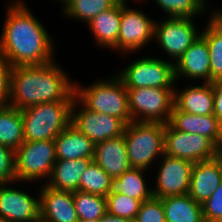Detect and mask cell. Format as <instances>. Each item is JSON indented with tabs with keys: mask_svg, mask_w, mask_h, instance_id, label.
<instances>
[{
	"mask_svg": "<svg viewBox=\"0 0 222 222\" xmlns=\"http://www.w3.org/2000/svg\"><path fill=\"white\" fill-rule=\"evenodd\" d=\"M17 183L0 184V221L37 222L40 219V195L33 196L15 188L13 184L18 186Z\"/></svg>",
	"mask_w": 222,
	"mask_h": 222,
	"instance_id": "14",
	"label": "cell"
},
{
	"mask_svg": "<svg viewBox=\"0 0 222 222\" xmlns=\"http://www.w3.org/2000/svg\"><path fill=\"white\" fill-rule=\"evenodd\" d=\"M12 66L0 56V107L9 105Z\"/></svg>",
	"mask_w": 222,
	"mask_h": 222,
	"instance_id": "36",
	"label": "cell"
},
{
	"mask_svg": "<svg viewBox=\"0 0 222 222\" xmlns=\"http://www.w3.org/2000/svg\"><path fill=\"white\" fill-rule=\"evenodd\" d=\"M113 190V179L92 160L79 181V191L106 197Z\"/></svg>",
	"mask_w": 222,
	"mask_h": 222,
	"instance_id": "30",
	"label": "cell"
},
{
	"mask_svg": "<svg viewBox=\"0 0 222 222\" xmlns=\"http://www.w3.org/2000/svg\"><path fill=\"white\" fill-rule=\"evenodd\" d=\"M73 101L40 103L22 109L25 140L55 139L61 131L71 124Z\"/></svg>",
	"mask_w": 222,
	"mask_h": 222,
	"instance_id": "4",
	"label": "cell"
},
{
	"mask_svg": "<svg viewBox=\"0 0 222 222\" xmlns=\"http://www.w3.org/2000/svg\"><path fill=\"white\" fill-rule=\"evenodd\" d=\"M72 194L79 221H98L107 213L106 197L84 191Z\"/></svg>",
	"mask_w": 222,
	"mask_h": 222,
	"instance_id": "28",
	"label": "cell"
},
{
	"mask_svg": "<svg viewBox=\"0 0 222 222\" xmlns=\"http://www.w3.org/2000/svg\"><path fill=\"white\" fill-rule=\"evenodd\" d=\"M126 89L175 88L174 64L158 57H140L115 73Z\"/></svg>",
	"mask_w": 222,
	"mask_h": 222,
	"instance_id": "7",
	"label": "cell"
},
{
	"mask_svg": "<svg viewBox=\"0 0 222 222\" xmlns=\"http://www.w3.org/2000/svg\"><path fill=\"white\" fill-rule=\"evenodd\" d=\"M159 160L161 163L155 165L159 167L156 170L155 186H152L153 196L163 198L188 194L194 163L165 154Z\"/></svg>",
	"mask_w": 222,
	"mask_h": 222,
	"instance_id": "13",
	"label": "cell"
},
{
	"mask_svg": "<svg viewBox=\"0 0 222 222\" xmlns=\"http://www.w3.org/2000/svg\"><path fill=\"white\" fill-rule=\"evenodd\" d=\"M142 202L112 190L106 196L107 213L113 216L135 220Z\"/></svg>",
	"mask_w": 222,
	"mask_h": 222,
	"instance_id": "32",
	"label": "cell"
},
{
	"mask_svg": "<svg viewBox=\"0 0 222 222\" xmlns=\"http://www.w3.org/2000/svg\"><path fill=\"white\" fill-rule=\"evenodd\" d=\"M55 1V0H54ZM59 1L60 3H62V10L69 4L71 3L73 0H56V2Z\"/></svg>",
	"mask_w": 222,
	"mask_h": 222,
	"instance_id": "39",
	"label": "cell"
},
{
	"mask_svg": "<svg viewBox=\"0 0 222 222\" xmlns=\"http://www.w3.org/2000/svg\"><path fill=\"white\" fill-rule=\"evenodd\" d=\"M166 220L161 198L143 201L133 222H163Z\"/></svg>",
	"mask_w": 222,
	"mask_h": 222,
	"instance_id": "33",
	"label": "cell"
},
{
	"mask_svg": "<svg viewBox=\"0 0 222 222\" xmlns=\"http://www.w3.org/2000/svg\"><path fill=\"white\" fill-rule=\"evenodd\" d=\"M98 222H133L130 219L113 216L111 214L106 213L103 217H101Z\"/></svg>",
	"mask_w": 222,
	"mask_h": 222,
	"instance_id": "38",
	"label": "cell"
},
{
	"mask_svg": "<svg viewBox=\"0 0 222 222\" xmlns=\"http://www.w3.org/2000/svg\"><path fill=\"white\" fill-rule=\"evenodd\" d=\"M122 0L113 8L101 12L87 24L94 42L102 48L117 51V39L121 22Z\"/></svg>",
	"mask_w": 222,
	"mask_h": 222,
	"instance_id": "22",
	"label": "cell"
},
{
	"mask_svg": "<svg viewBox=\"0 0 222 222\" xmlns=\"http://www.w3.org/2000/svg\"><path fill=\"white\" fill-rule=\"evenodd\" d=\"M87 86L74 81L75 98L87 109L114 116L126 125L132 122L129 112L128 90L114 74L109 79H97Z\"/></svg>",
	"mask_w": 222,
	"mask_h": 222,
	"instance_id": "3",
	"label": "cell"
},
{
	"mask_svg": "<svg viewBox=\"0 0 222 222\" xmlns=\"http://www.w3.org/2000/svg\"><path fill=\"white\" fill-rule=\"evenodd\" d=\"M168 123L174 129L207 137L222 151V123L213 114L195 115L173 106Z\"/></svg>",
	"mask_w": 222,
	"mask_h": 222,
	"instance_id": "18",
	"label": "cell"
},
{
	"mask_svg": "<svg viewBox=\"0 0 222 222\" xmlns=\"http://www.w3.org/2000/svg\"><path fill=\"white\" fill-rule=\"evenodd\" d=\"M164 131L162 123L132 121L126 125L123 135L132 168L148 170L164 155Z\"/></svg>",
	"mask_w": 222,
	"mask_h": 222,
	"instance_id": "5",
	"label": "cell"
},
{
	"mask_svg": "<svg viewBox=\"0 0 222 222\" xmlns=\"http://www.w3.org/2000/svg\"><path fill=\"white\" fill-rule=\"evenodd\" d=\"M209 50L206 40L199 35L174 64L175 83L178 79L199 80L210 83Z\"/></svg>",
	"mask_w": 222,
	"mask_h": 222,
	"instance_id": "15",
	"label": "cell"
},
{
	"mask_svg": "<svg viewBox=\"0 0 222 222\" xmlns=\"http://www.w3.org/2000/svg\"><path fill=\"white\" fill-rule=\"evenodd\" d=\"M74 99V82L55 60L12 67L9 105L22 110L40 103Z\"/></svg>",
	"mask_w": 222,
	"mask_h": 222,
	"instance_id": "2",
	"label": "cell"
},
{
	"mask_svg": "<svg viewBox=\"0 0 222 222\" xmlns=\"http://www.w3.org/2000/svg\"><path fill=\"white\" fill-rule=\"evenodd\" d=\"M42 186V187H41ZM40 195V219L44 222H78L73 194L42 184Z\"/></svg>",
	"mask_w": 222,
	"mask_h": 222,
	"instance_id": "17",
	"label": "cell"
},
{
	"mask_svg": "<svg viewBox=\"0 0 222 222\" xmlns=\"http://www.w3.org/2000/svg\"><path fill=\"white\" fill-rule=\"evenodd\" d=\"M122 0L121 22L117 39V51L121 55L137 53L154 40L155 19L142 10L128 7ZM152 18V19H151Z\"/></svg>",
	"mask_w": 222,
	"mask_h": 222,
	"instance_id": "10",
	"label": "cell"
},
{
	"mask_svg": "<svg viewBox=\"0 0 222 222\" xmlns=\"http://www.w3.org/2000/svg\"><path fill=\"white\" fill-rule=\"evenodd\" d=\"M128 90L132 121L169 122L174 106V88H135Z\"/></svg>",
	"mask_w": 222,
	"mask_h": 222,
	"instance_id": "8",
	"label": "cell"
},
{
	"mask_svg": "<svg viewBox=\"0 0 222 222\" xmlns=\"http://www.w3.org/2000/svg\"><path fill=\"white\" fill-rule=\"evenodd\" d=\"M147 171L130 168L113 180V190L141 202L151 199L153 197L152 188L151 185L147 186L148 183L144 176V172Z\"/></svg>",
	"mask_w": 222,
	"mask_h": 222,
	"instance_id": "27",
	"label": "cell"
},
{
	"mask_svg": "<svg viewBox=\"0 0 222 222\" xmlns=\"http://www.w3.org/2000/svg\"><path fill=\"white\" fill-rule=\"evenodd\" d=\"M194 20L178 17H165L160 22L155 20L154 41L162 47L173 64L201 34Z\"/></svg>",
	"mask_w": 222,
	"mask_h": 222,
	"instance_id": "9",
	"label": "cell"
},
{
	"mask_svg": "<svg viewBox=\"0 0 222 222\" xmlns=\"http://www.w3.org/2000/svg\"><path fill=\"white\" fill-rule=\"evenodd\" d=\"M211 83L214 90L213 115L222 123V79Z\"/></svg>",
	"mask_w": 222,
	"mask_h": 222,
	"instance_id": "37",
	"label": "cell"
},
{
	"mask_svg": "<svg viewBox=\"0 0 222 222\" xmlns=\"http://www.w3.org/2000/svg\"><path fill=\"white\" fill-rule=\"evenodd\" d=\"M93 160L113 180L132 168L127 155L124 135L96 143Z\"/></svg>",
	"mask_w": 222,
	"mask_h": 222,
	"instance_id": "19",
	"label": "cell"
},
{
	"mask_svg": "<svg viewBox=\"0 0 222 222\" xmlns=\"http://www.w3.org/2000/svg\"><path fill=\"white\" fill-rule=\"evenodd\" d=\"M16 182L15 150L0 144V184Z\"/></svg>",
	"mask_w": 222,
	"mask_h": 222,
	"instance_id": "34",
	"label": "cell"
},
{
	"mask_svg": "<svg viewBox=\"0 0 222 222\" xmlns=\"http://www.w3.org/2000/svg\"><path fill=\"white\" fill-rule=\"evenodd\" d=\"M11 1L3 21L0 56L12 67L42 65L54 61L55 44L47 28L24 0Z\"/></svg>",
	"mask_w": 222,
	"mask_h": 222,
	"instance_id": "1",
	"label": "cell"
},
{
	"mask_svg": "<svg viewBox=\"0 0 222 222\" xmlns=\"http://www.w3.org/2000/svg\"><path fill=\"white\" fill-rule=\"evenodd\" d=\"M222 151L207 137L186 133L165 124L164 154L193 163L213 159Z\"/></svg>",
	"mask_w": 222,
	"mask_h": 222,
	"instance_id": "11",
	"label": "cell"
},
{
	"mask_svg": "<svg viewBox=\"0 0 222 222\" xmlns=\"http://www.w3.org/2000/svg\"><path fill=\"white\" fill-rule=\"evenodd\" d=\"M120 0H73L63 10L66 18L88 24L96 15L113 8Z\"/></svg>",
	"mask_w": 222,
	"mask_h": 222,
	"instance_id": "29",
	"label": "cell"
},
{
	"mask_svg": "<svg viewBox=\"0 0 222 222\" xmlns=\"http://www.w3.org/2000/svg\"><path fill=\"white\" fill-rule=\"evenodd\" d=\"M166 17L198 18L208 10L203 0H153Z\"/></svg>",
	"mask_w": 222,
	"mask_h": 222,
	"instance_id": "31",
	"label": "cell"
},
{
	"mask_svg": "<svg viewBox=\"0 0 222 222\" xmlns=\"http://www.w3.org/2000/svg\"><path fill=\"white\" fill-rule=\"evenodd\" d=\"M24 141L21 110L11 105L0 107V144L16 150Z\"/></svg>",
	"mask_w": 222,
	"mask_h": 222,
	"instance_id": "26",
	"label": "cell"
},
{
	"mask_svg": "<svg viewBox=\"0 0 222 222\" xmlns=\"http://www.w3.org/2000/svg\"><path fill=\"white\" fill-rule=\"evenodd\" d=\"M202 208L205 222H222V182Z\"/></svg>",
	"mask_w": 222,
	"mask_h": 222,
	"instance_id": "35",
	"label": "cell"
},
{
	"mask_svg": "<svg viewBox=\"0 0 222 222\" xmlns=\"http://www.w3.org/2000/svg\"><path fill=\"white\" fill-rule=\"evenodd\" d=\"M56 163L54 139L27 141L15 150L16 182L48 180ZM35 180V181H34Z\"/></svg>",
	"mask_w": 222,
	"mask_h": 222,
	"instance_id": "6",
	"label": "cell"
},
{
	"mask_svg": "<svg viewBox=\"0 0 222 222\" xmlns=\"http://www.w3.org/2000/svg\"><path fill=\"white\" fill-rule=\"evenodd\" d=\"M215 10V11H214ZM201 36L209 50L210 83L222 79V9H213Z\"/></svg>",
	"mask_w": 222,
	"mask_h": 222,
	"instance_id": "24",
	"label": "cell"
},
{
	"mask_svg": "<svg viewBox=\"0 0 222 222\" xmlns=\"http://www.w3.org/2000/svg\"><path fill=\"white\" fill-rule=\"evenodd\" d=\"M93 159L56 160L45 185L55 190L79 191V181Z\"/></svg>",
	"mask_w": 222,
	"mask_h": 222,
	"instance_id": "23",
	"label": "cell"
},
{
	"mask_svg": "<svg viewBox=\"0 0 222 222\" xmlns=\"http://www.w3.org/2000/svg\"><path fill=\"white\" fill-rule=\"evenodd\" d=\"M71 124L95 144L122 136L126 127L121 119L91 111L76 98L71 108Z\"/></svg>",
	"mask_w": 222,
	"mask_h": 222,
	"instance_id": "12",
	"label": "cell"
},
{
	"mask_svg": "<svg viewBox=\"0 0 222 222\" xmlns=\"http://www.w3.org/2000/svg\"><path fill=\"white\" fill-rule=\"evenodd\" d=\"M125 1H127V0H125ZM135 1V3L137 2H139V3H141L142 1H144V0H134ZM146 1V0H145Z\"/></svg>",
	"mask_w": 222,
	"mask_h": 222,
	"instance_id": "40",
	"label": "cell"
},
{
	"mask_svg": "<svg viewBox=\"0 0 222 222\" xmlns=\"http://www.w3.org/2000/svg\"><path fill=\"white\" fill-rule=\"evenodd\" d=\"M78 222H98V221H86V220H82V221H78Z\"/></svg>",
	"mask_w": 222,
	"mask_h": 222,
	"instance_id": "41",
	"label": "cell"
},
{
	"mask_svg": "<svg viewBox=\"0 0 222 222\" xmlns=\"http://www.w3.org/2000/svg\"><path fill=\"white\" fill-rule=\"evenodd\" d=\"M174 106L195 115H212L214 109V90L212 83L189 85L178 90L174 88Z\"/></svg>",
	"mask_w": 222,
	"mask_h": 222,
	"instance_id": "20",
	"label": "cell"
},
{
	"mask_svg": "<svg viewBox=\"0 0 222 222\" xmlns=\"http://www.w3.org/2000/svg\"><path fill=\"white\" fill-rule=\"evenodd\" d=\"M56 160L93 159L95 143L79 132L72 124L54 139Z\"/></svg>",
	"mask_w": 222,
	"mask_h": 222,
	"instance_id": "21",
	"label": "cell"
},
{
	"mask_svg": "<svg viewBox=\"0 0 222 222\" xmlns=\"http://www.w3.org/2000/svg\"><path fill=\"white\" fill-rule=\"evenodd\" d=\"M222 182V152L213 159L196 162L191 172L188 195L203 204Z\"/></svg>",
	"mask_w": 222,
	"mask_h": 222,
	"instance_id": "16",
	"label": "cell"
},
{
	"mask_svg": "<svg viewBox=\"0 0 222 222\" xmlns=\"http://www.w3.org/2000/svg\"><path fill=\"white\" fill-rule=\"evenodd\" d=\"M166 220L169 222H205L202 204L188 194L161 198Z\"/></svg>",
	"mask_w": 222,
	"mask_h": 222,
	"instance_id": "25",
	"label": "cell"
}]
</instances>
